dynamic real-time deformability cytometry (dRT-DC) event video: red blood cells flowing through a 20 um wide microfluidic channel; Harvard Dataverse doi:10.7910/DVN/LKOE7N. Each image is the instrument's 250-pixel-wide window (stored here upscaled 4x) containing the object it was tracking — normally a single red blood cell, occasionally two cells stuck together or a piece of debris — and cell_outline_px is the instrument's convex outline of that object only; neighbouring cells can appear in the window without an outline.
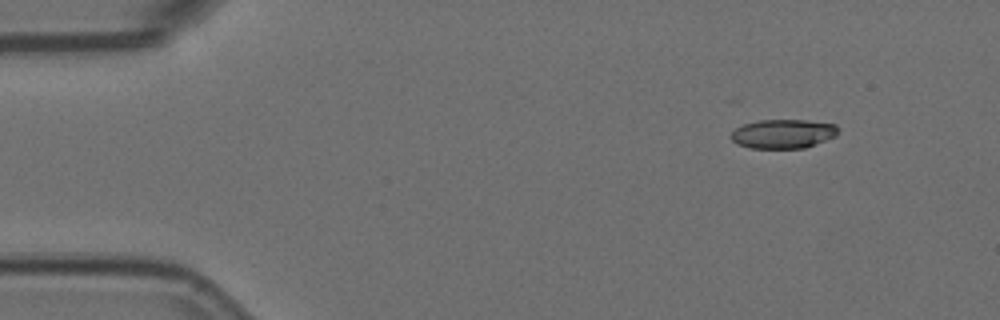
{"species": "Egyptian fruit bat (a non-hibernating species)", "species_latin": "Rousettus aegyptiacus", "temperature_condition": "room temperature", "stored_images_in_passage": 9, "camera_frame_rate_fps": 3000, "um_per_image_px": 0.085, "animal": {"sex": "female"}, "frame": {"image": 1, "passage_image": 2, "time_ms": 0.333, "image_size_px": [1000, 320], "cell_outline_px": [[836, 136], [804, 148], [748, 148], [736, 144], [732, 140], [732, 132], [736, 128], [744, 124], [760, 120], [808, 120], [836, 124]], "centroid_in_image_um": [66.54, 11.37], "position_along_channel_um": 18.5, "area_um2": 18.03}}